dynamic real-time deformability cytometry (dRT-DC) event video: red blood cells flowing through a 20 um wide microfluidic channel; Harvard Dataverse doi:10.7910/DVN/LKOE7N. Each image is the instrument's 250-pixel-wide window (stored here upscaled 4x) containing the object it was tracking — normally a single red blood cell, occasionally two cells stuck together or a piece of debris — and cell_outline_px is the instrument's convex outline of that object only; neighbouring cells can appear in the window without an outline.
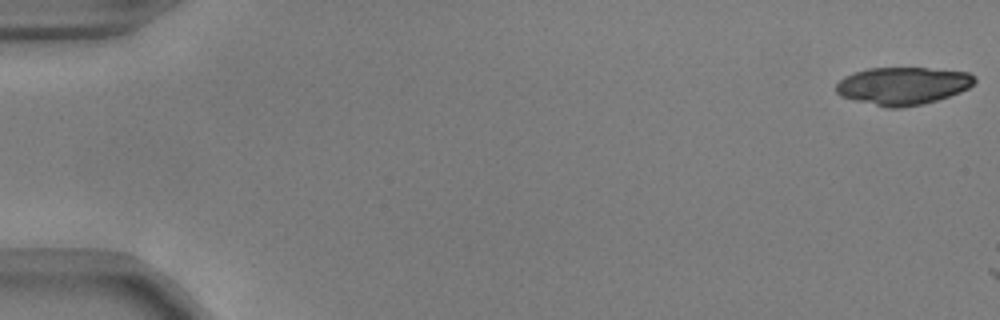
{"species": "common noctule bat (a hibernating species)", "species_latin": "Nyctalus noctula", "temperature_condition": "warm", "stored_images_in_passage": 3, "camera_frame_rate_fps": 3000, "um_per_image_px": 0.085, "animal": {"sex": "male", "body_mass_g": 17.9, "forearm_length_mm": 54.2}, "frame": {"image": 1, "passage_image": 1, "time_ms": 0.0, "image_size_px": [1000, 320], "cell_outline_px": [[976, 80], [968, 88], [960, 92], [924, 104], [900, 108], [888, 108], [840, 96], [836, 92], [836, 84], [844, 76], [868, 68], [924, 68], [968, 72], [976, 76]], "centroid_in_image_um": [76.74, 7.3], "position_along_channel_um": 8.3, "area_um2": 30.23}}